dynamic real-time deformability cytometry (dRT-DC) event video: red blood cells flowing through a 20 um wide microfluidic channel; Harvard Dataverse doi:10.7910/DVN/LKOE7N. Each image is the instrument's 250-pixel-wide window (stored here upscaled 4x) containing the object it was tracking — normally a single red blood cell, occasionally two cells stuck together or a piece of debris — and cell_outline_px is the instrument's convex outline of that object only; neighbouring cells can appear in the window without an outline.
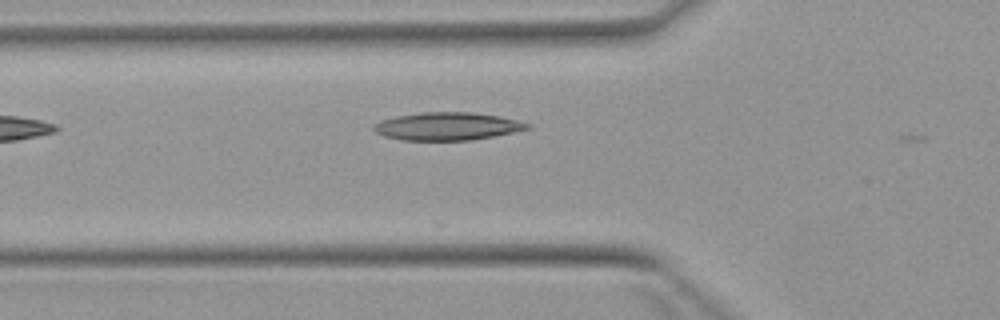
{"species": "Egyptian fruit bat (a non-hibernating species)", "species_latin": "Rousettus aegyptiacus", "temperature_condition": "warm", "stored_images_in_passage": 5, "camera_frame_rate_fps": 3000, "um_per_image_px": 0.085, "animal": {"sex": "female"}, "frame": {"image": 1, "passage_image": 5, "time_ms": 6.333, "image_size_px": [1000, 320], "cell_outline_px": [[532, 128], [472, 140], [400, 140], [384, 136], [376, 132], [372, 128], [372, 124], [380, 120], [396, 116], [420, 112], [472, 112], [496, 116], [516, 120], [532, 124]], "centroid_in_image_um": [37.97, 10.73], "position_along_channel_um": 87.8, "area_um2": 24.91}}